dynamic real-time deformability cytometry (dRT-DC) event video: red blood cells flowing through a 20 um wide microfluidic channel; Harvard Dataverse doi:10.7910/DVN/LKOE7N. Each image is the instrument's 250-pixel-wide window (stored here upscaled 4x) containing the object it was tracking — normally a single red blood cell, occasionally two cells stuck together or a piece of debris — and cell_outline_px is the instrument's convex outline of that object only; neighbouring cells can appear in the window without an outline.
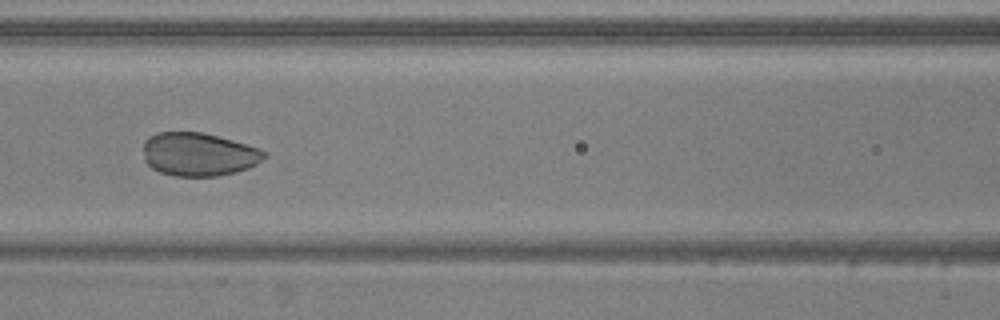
{"species": "common noctule bat (a hibernating species)", "species_latin": "Nyctalus noctula", "temperature_condition": "warm", "stored_images_in_passage": 52, "camera_frame_rate_fps": 3000, "um_per_image_px": 0.085, "animal": {"sex": "male", "body_mass_g": 20.5, "forearm_length_mm": 52.5}, "frame": {"image": 1, "passage_image": 22, "time_ms": 7.0, "image_size_px": [1000, 320], "cell_outline_px": [[268, 156], [256, 164], [248, 168], [236, 172], [216, 176], [172, 176], [160, 172], [152, 168], [144, 160], [144, 140], [148, 136], [156, 132], [200, 132], [232, 140], [260, 148], [268, 152]], "centroid_in_image_um": [16.89, 13.12], "position_along_channel_um": 149.7, "area_um2": 30.75}}
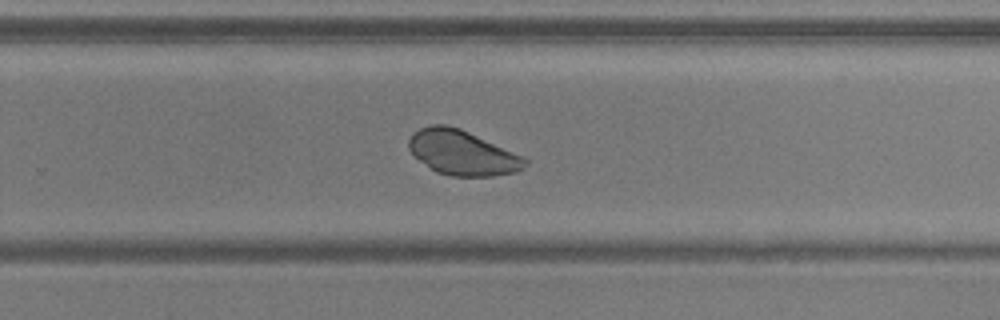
{"frame": {"image": 2, "passage_image": 33, "time_ms": 10.667, "image_size_px": [1000, 320], "cell_outline_px": [[528, 164], [524, 168], [516, 172], [492, 176], [452, 176], [436, 172], [420, 160], [408, 148], [408, 140], [412, 132], [420, 128], [432, 124], [448, 124], [460, 128], [524, 156], [528, 160]], "centroid_in_image_um": [39.31, 12.97], "position_along_channel_um": 290.5, "area_um2": 30.46}}
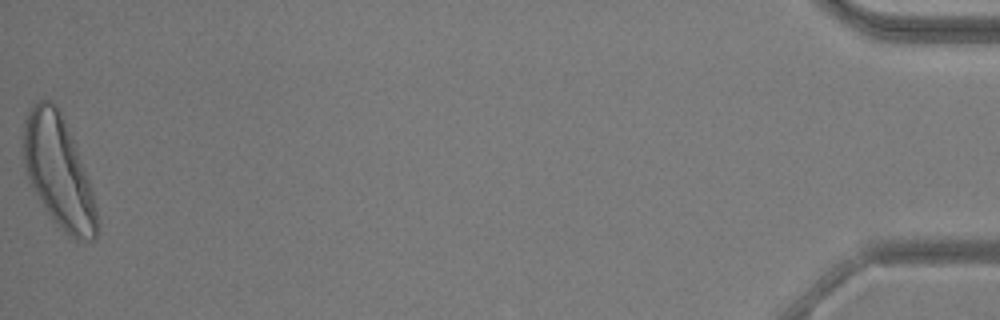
{"frame": {"image": 3, "passage_image": 52, "time_ms": 17.0, "image_size_px": [1000, 320], "cell_outline_px": [[96, 240], [76, 240], [64, 232], [60, 228], [48, 212], [36, 192], [28, 176], [24, 164], [24, 120], [28, 108], [40, 100], [52, 100], [56, 104], [60, 112], [76, 148], [88, 180], [92, 192], [96, 208]], "centroid_in_image_um": [4.96, 14.57], "position_along_channel_um": 430.2, "area_um2": 46.47}}